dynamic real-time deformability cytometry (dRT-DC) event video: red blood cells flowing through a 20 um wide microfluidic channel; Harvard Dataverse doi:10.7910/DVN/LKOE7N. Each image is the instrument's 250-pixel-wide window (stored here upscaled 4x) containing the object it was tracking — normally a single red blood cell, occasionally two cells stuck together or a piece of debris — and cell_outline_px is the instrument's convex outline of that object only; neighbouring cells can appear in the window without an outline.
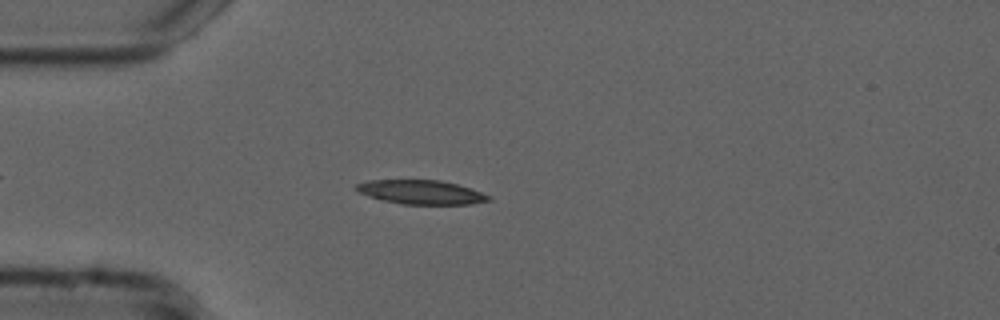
{"species": "common noctule bat (a hibernating species)", "species_latin": "Nyctalus noctula", "temperature_condition": "cold", "stored_images_in_passage": 47, "camera_frame_rate_fps": 3000, "um_per_image_px": 0.085, "animal": {"sex": "male", "forearm_length_mm": 52.5}, "frame": {"image": 1, "passage_image": 8, "time_ms": 2.333, "image_size_px": [1000, 320], "cell_outline_px": [[492, 200], [472, 204], [404, 204], [384, 200], [368, 196], [352, 188], [356, 184], [368, 180], [440, 180], [456, 184], [492, 196]], "centroid_in_image_um": [35.79, 16.33], "position_along_channel_um": 49.2, "area_um2": 18.44}}
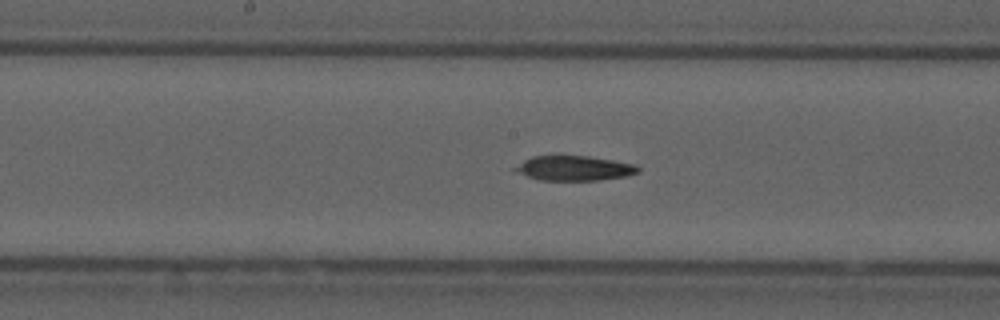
{"frame": {"image": 2, "passage_image": 21, "time_ms": 6.667, "image_size_px": [1000, 320], "cell_outline_px": [[640, 172], [628, 176], [600, 180], [540, 180], [528, 176], [512, 168], [524, 160], [532, 156], [588, 156], [636, 164], [640, 168]], "centroid_in_image_um": [48.87, 14.3], "position_along_channel_um": 199.3, "area_um2": 17.69}}
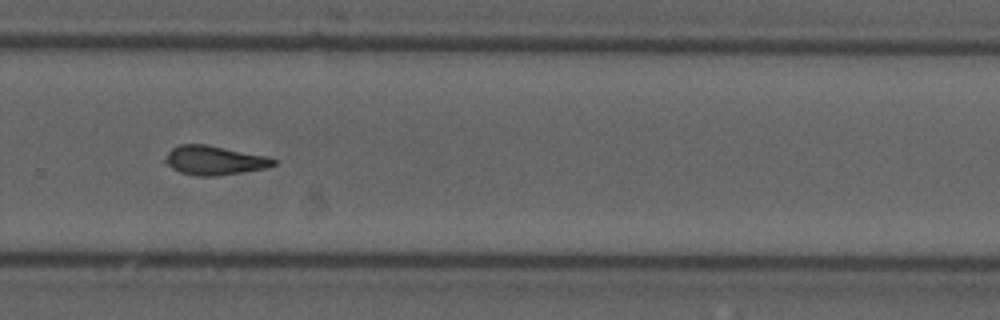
{"frame": {"image": 3, "passage_image": 30, "time_ms": 9.667, "image_size_px": [1000, 320], "cell_outline_px": [[280, 160], [276, 164], [268, 168], [216, 176], [196, 176], [180, 172], [172, 168], [164, 160], [168, 152], [172, 148], [180, 144], [208, 144], [268, 156]], "centroid_in_image_um": [18.28, 13.62], "position_along_channel_um": 311.5, "area_um2": 18.61}}